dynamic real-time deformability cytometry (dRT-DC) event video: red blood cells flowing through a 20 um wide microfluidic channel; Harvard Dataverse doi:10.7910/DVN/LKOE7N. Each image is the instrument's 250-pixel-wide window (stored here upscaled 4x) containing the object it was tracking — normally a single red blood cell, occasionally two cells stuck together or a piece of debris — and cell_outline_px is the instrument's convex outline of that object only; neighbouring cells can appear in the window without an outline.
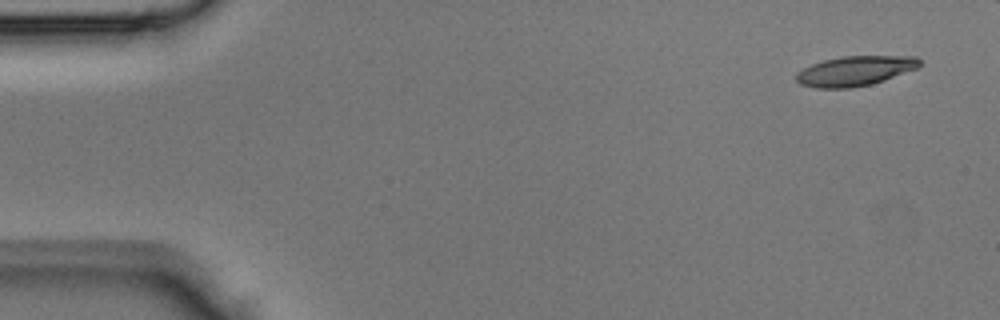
{"species": "Egyptian fruit bat (a non-hibernating species)", "species_latin": "Rousettus aegyptiacus", "temperature_condition": "room temperature", "stored_images_in_passage": 4, "camera_frame_rate_fps": 3000, "um_per_image_px": 0.085, "animal": {"sex": "male"}, "frame": {"image": 1, "passage_image": 1, "time_ms": 0.0, "image_size_px": [1000, 320], "cell_outline_px": [[920, 68], [872, 84], [852, 88], [816, 88], [800, 84], [796, 80], [796, 72], [812, 64], [824, 60], [844, 56], [916, 56], [920, 60]], "centroid_in_image_um": [72.7, 6.03], "position_along_channel_um": 12.3, "area_um2": 21.56}}